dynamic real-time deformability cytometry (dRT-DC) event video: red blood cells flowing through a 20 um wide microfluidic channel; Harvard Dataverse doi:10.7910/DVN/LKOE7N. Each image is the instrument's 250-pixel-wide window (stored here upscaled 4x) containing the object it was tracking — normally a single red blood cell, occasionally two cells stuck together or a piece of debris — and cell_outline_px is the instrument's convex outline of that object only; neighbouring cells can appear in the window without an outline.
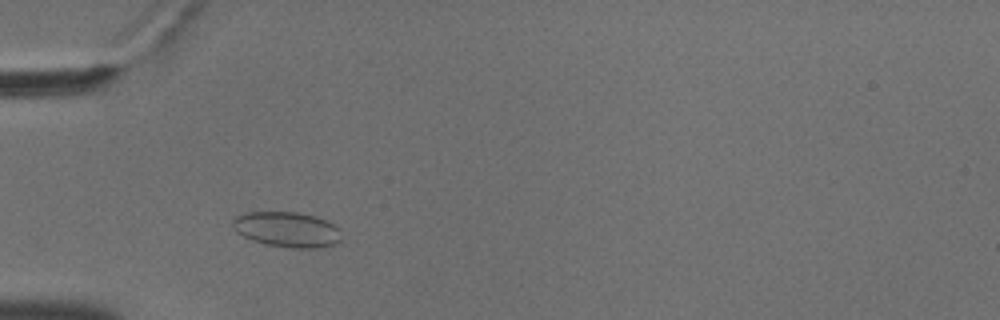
{"species": "common noctule bat (a hibernating species)", "species_latin": "Nyctalus noctula", "temperature_condition": "cold", "stored_images_in_passage": 48, "camera_frame_rate_fps": 3000, "um_per_image_px": 0.085, "animal": {"sex": "male", "body_mass_g": 18.8}, "frame": {"image": 1, "passage_image": 10, "time_ms": 3.0, "image_size_px": [1000, 320], "cell_outline_px": [[340, 240], [336, 244], [320, 248], [292, 248], [268, 244], [252, 240], [236, 232], [232, 224], [232, 220], [236, 216], [244, 212], [300, 212], [316, 216], [340, 228]], "centroid_in_image_um": [24.4, 19.5], "position_along_channel_um": 60.6, "area_um2": 22.43}}
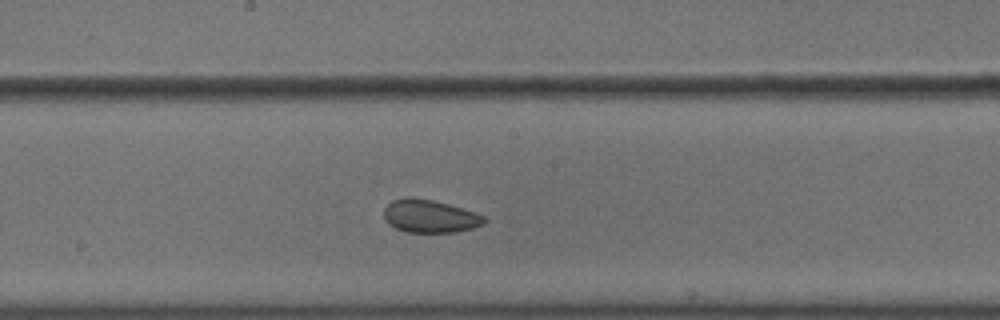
{"frame": {"image": 2, "passage_image": 23, "time_ms": 7.333, "image_size_px": [1000, 320], "cell_outline_px": [[488, 220], [484, 224], [472, 228], [456, 232], [408, 232], [396, 228], [388, 224], [384, 220], [384, 208], [392, 200], [408, 196], [412, 196], [432, 200], [448, 204], [476, 212], [484, 216]], "centroid_in_image_um": [36.53, 18.37], "position_along_channel_um": 211.7, "area_um2": 19.42}}
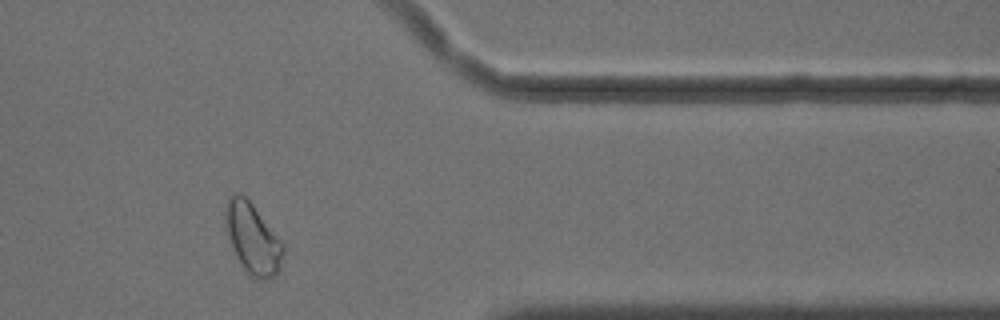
{"frame": {"image": 3, "passage_image": 39, "time_ms": 12.667, "image_size_px": [1000, 320], "cell_outline_px": [[284, 252], [280, 268], [276, 276], [264, 280], [252, 276], [244, 268], [236, 256], [232, 248], [228, 236], [224, 220], [224, 204], [228, 196], [232, 192], [240, 192], [252, 204], [284, 244]], "centroid_in_image_um": [21.45, 20.23], "position_along_channel_um": 390.0, "area_um2": 23.87}, "authors_computed_cell_mechanics": {"area_um2": 20.9814, "velocity_mm_per_s": 3.5993, "shape_relaxation_time_tau1_ms": null, "shape_relaxation_time_tau2_ms": 3.2615, "deformation_change_tau1": null, "deformation_change_tau2": 0.071}}